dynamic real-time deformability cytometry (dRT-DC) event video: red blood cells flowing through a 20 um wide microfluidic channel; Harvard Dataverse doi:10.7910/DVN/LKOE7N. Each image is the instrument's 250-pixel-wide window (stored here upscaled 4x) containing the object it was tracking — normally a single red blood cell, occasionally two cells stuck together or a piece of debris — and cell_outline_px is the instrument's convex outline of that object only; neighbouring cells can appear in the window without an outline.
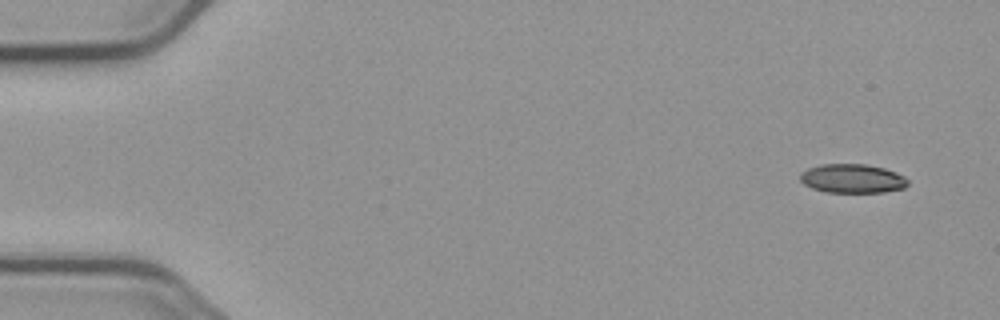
{"species": "common noctule bat (a hibernating species)", "species_latin": "Nyctalus noctula", "temperature_condition": "cold", "stored_images_in_passage": 10, "camera_frame_rate_fps": 3000, "um_per_image_px": 0.085, "animal": {"sex": "male", "body_mass_g": 23.1, "forearm_length_mm": 52.7}, "frame": {"image": 1, "passage_image": 1, "time_ms": 0.0, "image_size_px": [1000, 320], "cell_outline_px": [[908, 184], [904, 188], [884, 192], [824, 192], [812, 188], [804, 184], [800, 180], [800, 172], [808, 168], [820, 164], [864, 164], [884, 168], [896, 172], [904, 176], [908, 180]], "centroid_in_image_um": [72.44, 15.17], "position_along_channel_um": 12.6, "area_um2": 18.26}}
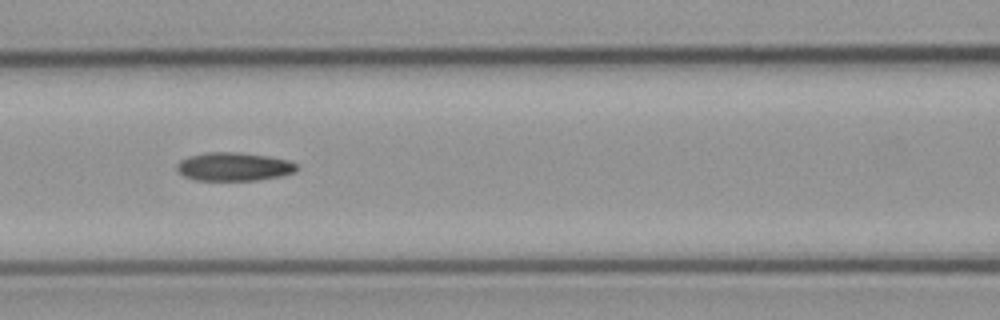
{"frame": {"image": 2, "passage_image": 6, "time_ms": 7.0, "image_size_px": [1000, 320], "cell_outline_px": [[296, 172], [280, 176], [260, 180], [196, 180], [184, 176], [176, 168], [176, 164], [180, 160], [188, 156], [208, 152], [236, 152], [268, 156], [288, 160], [296, 164]], "centroid_in_image_um": [19.86, 14.16], "position_along_channel_um": 146.7, "area_um2": 19.83}}
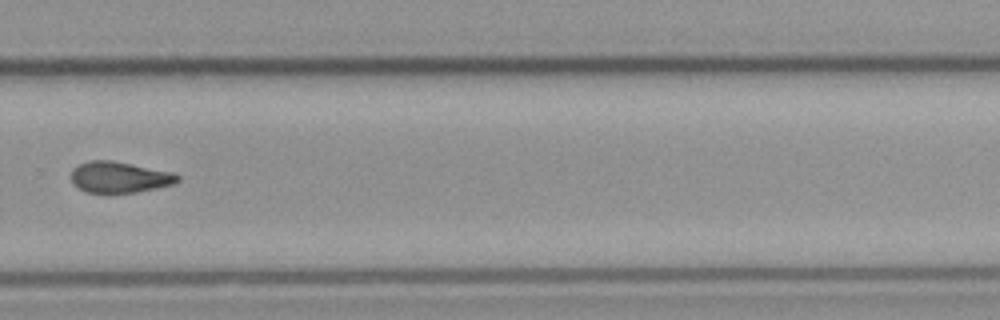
{"frame": {"image": 3, "passage_image": 10, "time_ms": 11.667, "image_size_px": [1000, 320], "cell_outline_px": [[180, 180], [172, 184], [156, 188], [136, 192], [108, 196], [84, 192], [72, 184], [72, 168], [88, 160], [112, 160], [172, 172], [180, 176]], "centroid_in_image_um": [10.1, 15.1], "position_along_channel_um": 319.7, "area_um2": 19.94}}